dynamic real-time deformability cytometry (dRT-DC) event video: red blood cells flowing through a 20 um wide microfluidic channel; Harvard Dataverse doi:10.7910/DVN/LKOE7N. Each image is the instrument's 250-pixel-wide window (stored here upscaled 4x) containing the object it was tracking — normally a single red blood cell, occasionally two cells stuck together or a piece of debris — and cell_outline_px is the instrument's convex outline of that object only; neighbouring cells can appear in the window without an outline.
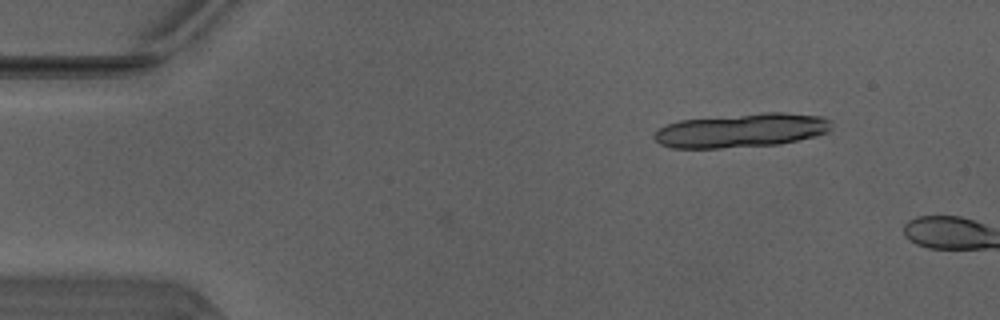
{"species": "Egyptian fruit bat (a non-hibernating species)", "species_latin": "Rousettus aegyptiacus", "temperature_condition": "warm", "stored_images_in_passage": 2, "camera_frame_rate_fps": 3000, "um_per_image_px": 0.085, "animal": {"sex": "male"}, "frame": {"image": 1, "passage_image": 2, "time_ms": 0.333, "image_size_px": [1000, 320], "cell_outline_px": [[832, 128], [828, 132], [816, 136], [780, 144], [720, 148], [672, 148], [660, 144], [652, 136], [660, 128], [668, 124], [680, 120], [764, 112], [780, 112], [824, 116], [832, 120]], "centroid_in_image_um": [63.08, 11.08], "position_along_channel_um": 21.9, "area_um2": 35.26}}